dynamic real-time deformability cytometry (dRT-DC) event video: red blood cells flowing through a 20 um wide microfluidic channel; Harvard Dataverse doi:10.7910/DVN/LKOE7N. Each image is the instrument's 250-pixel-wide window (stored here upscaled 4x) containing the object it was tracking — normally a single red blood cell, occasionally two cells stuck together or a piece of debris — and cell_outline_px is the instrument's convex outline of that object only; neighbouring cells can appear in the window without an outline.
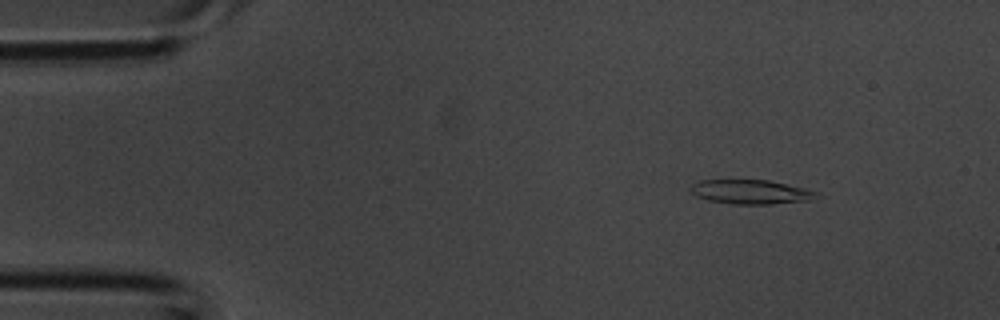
{"species": "common noctule bat (a hibernating species)", "species_latin": "Nyctalus noctula", "temperature_condition": "room temperature", "stored_images_in_passage": 36, "camera_frame_rate_fps": 3000, "um_per_image_px": 0.085, "animal": {"sex": "male", "body_mass_g": 20.1, "forearm_length_mm": 53.5}, "frame": {"image": 1, "passage_image": 3, "time_ms": 0.667, "image_size_px": [1000, 320], "cell_outline_px": [[820, 192], [808, 200], [772, 204], [732, 204], [708, 200], [696, 196], [688, 188], [692, 184], [700, 180], [768, 180], [804, 188]], "centroid_in_image_um": [63.76, 16.31], "position_along_channel_um": 21.2, "area_um2": 17.63}}
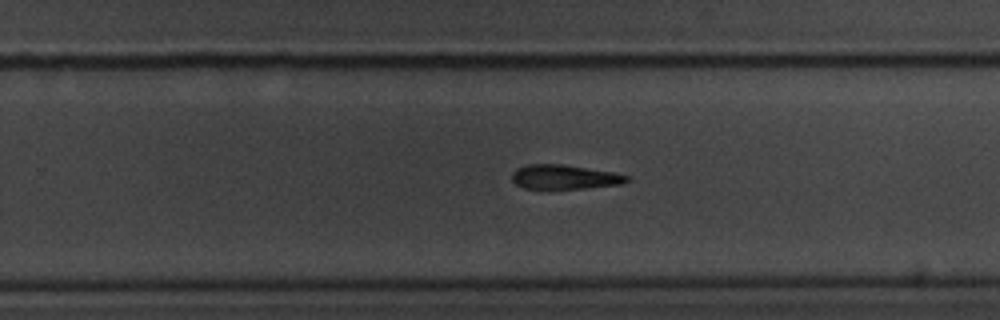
{"frame": {"image": 2, "passage_image": 22, "time_ms": 7.0, "image_size_px": [1000, 320], "cell_outline_px": [[632, 180], [620, 184], [552, 192], [544, 192], [524, 188], [516, 184], [512, 180], [512, 172], [516, 168], [528, 164], [560, 164], [612, 172], [632, 176]], "centroid_in_image_um": [47.94, 15.1], "position_along_channel_um": 281.9, "area_um2": 17.22}}
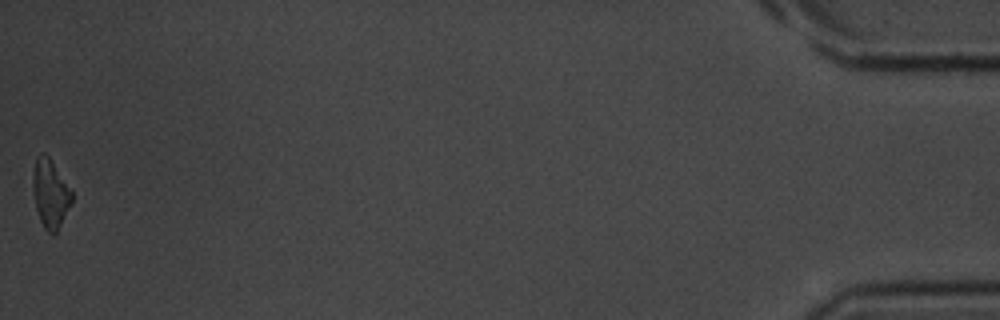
{"frame": {"image": 3, "passage_image": 36, "time_ms": 11.667, "image_size_px": [1000, 320], "cell_outline_px": [[72, 204], [56, 232], [52, 236], [44, 228], [40, 220], [36, 208], [32, 192], [32, 180], [36, 156], [40, 152], [44, 152], [48, 156], [72, 192]], "centroid_in_image_um": [4.26, 16.47], "position_along_channel_um": 430.9, "area_um2": 15.49}}